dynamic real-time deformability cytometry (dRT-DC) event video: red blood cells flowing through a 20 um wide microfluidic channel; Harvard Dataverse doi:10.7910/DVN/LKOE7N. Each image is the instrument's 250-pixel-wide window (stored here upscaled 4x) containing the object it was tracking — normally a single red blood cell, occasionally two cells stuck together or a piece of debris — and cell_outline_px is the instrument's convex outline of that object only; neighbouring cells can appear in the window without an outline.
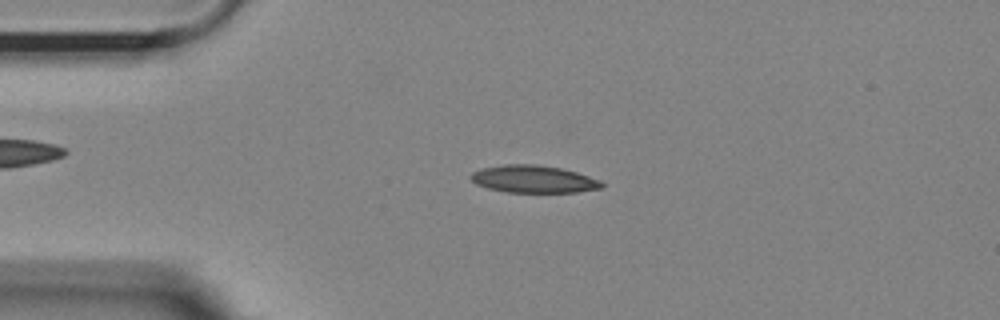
{"species": "Egyptian fruit bat (a non-hibernating species)", "species_latin": "Rousettus aegyptiacus", "temperature_condition": "room temperature", "stored_images_in_passage": 54, "camera_frame_rate_fps": 3000, "um_per_image_px": 0.085, "animal": {"sex": "female"}, "frame": {"image": 1, "passage_image": 12, "time_ms": 3.667, "image_size_px": [1000, 320], "cell_outline_px": [[604, 188], [576, 192], [508, 192], [488, 188], [476, 184], [468, 176], [472, 172], [480, 168], [504, 164], [536, 164], [560, 168], [576, 172], [600, 180], [604, 184]], "centroid_in_image_um": [45.33, 15.22], "position_along_channel_um": 39.7, "area_um2": 20.98}}
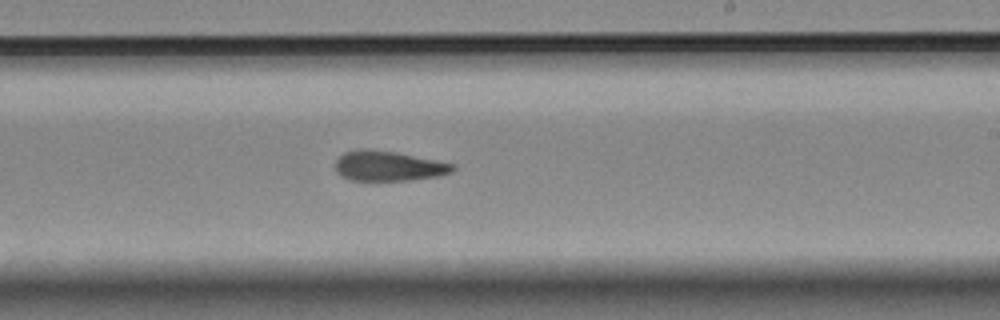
{"frame": {"image": 2, "passage_image": 32, "time_ms": 10.333, "image_size_px": [1000, 320], "cell_outline_px": [[456, 168], [452, 172], [436, 176], [408, 180], [352, 180], [340, 176], [336, 172], [336, 160], [344, 152], [368, 148], [396, 152], [456, 164]], "centroid_in_image_um": [33.02, 14.1], "position_along_channel_um": 256.0, "area_um2": 20.46}}
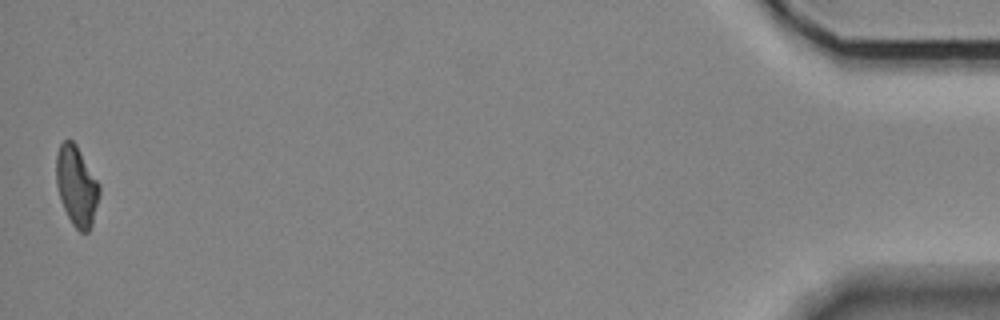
{"frame": {"image": 3, "passage_image": 54, "time_ms": 17.667, "image_size_px": [1000, 320], "cell_outline_px": [[100, 196], [92, 224], [88, 232], [80, 232], [72, 224], [64, 208], [56, 184], [56, 156], [60, 144], [64, 140], [72, 140], [76, 144], [100, 184]], "centroid_in_image_um": [6.52, 15.8], "position_along_channel_um": 428.7, "area_um2": 20.06}, "authors_computed_cell_mechanics": {"area_um2": 20.6635, "velocity_mm_per_s": 3.6121, "shape_relaxation_time_tau1_ms": 6.9552, "shape_relaxation_time_tau2_ms": 2.3546, "deformation_change_tau1": 0.1824, "deformation_change_tau2": 0.1113}}